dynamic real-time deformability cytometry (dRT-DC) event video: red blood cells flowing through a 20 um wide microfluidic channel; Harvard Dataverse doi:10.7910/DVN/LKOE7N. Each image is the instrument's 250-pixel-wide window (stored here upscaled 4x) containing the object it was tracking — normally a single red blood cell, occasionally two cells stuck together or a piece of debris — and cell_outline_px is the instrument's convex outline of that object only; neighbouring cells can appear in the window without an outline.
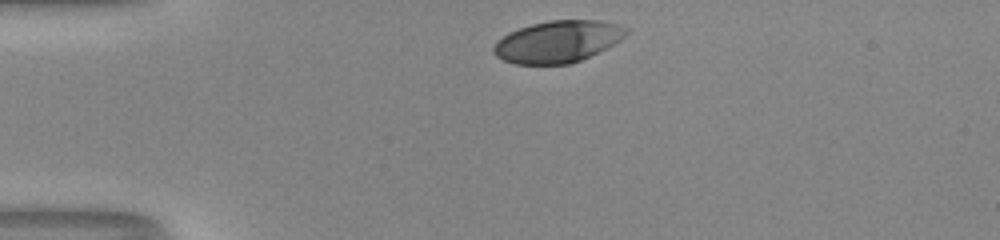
{"species": "human", "species_latin": "Homo sapiens", "temperature_condition": "room temperature", "stored_images_in_passage": 31, "camera_frame_rate_fps": 3000, "um_per_image_px": 0.085, "donor": {"sex": "male"}, "frame": {"image": 1, "passage_image": 1, "time_ms": 0.0, "image_size_px": [1000, 240], "cell_outline_px": [[592, 52], [576, 60], [564, 64], [520, 64], [508, 60], [500, 56], [496, 52], [496, 44], [500, 40], [512, 32], [536, 24], [556, 20], [580, 20]], "centroid_in_image_um": [46.39, 3.71], "position_along_channel_um": 38.6, "area_um2": 23.52}}
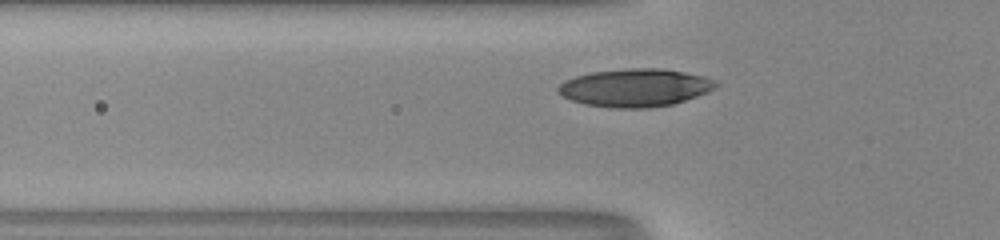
{"frame": {"image": 2, "passage_image": 7, "time_ms": 2.0, "image_size_px": [1000, 240], "cell_outline_px": [[704, 88], [700, 92], [692, 96], [668, 104], [592, 104], [576, 100], [560, 92], [560, 88], [564, 84], [572, 80], [584, 76], [600, 72], [676, 72], [692, 76]], "centroid_in_image_um": [53.73, 7.48], "position_along_channel_um": 72.1, "area_um2": 27.63}}
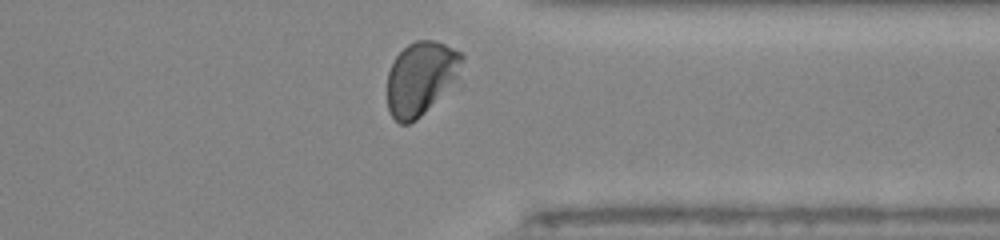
{"frame": {"image": 3, "passage_image": 30, "time_ms": 9.667, "image_size_px": [1000, 240], "cell_outline_px": [[460, 56], [428, 104], [412, 120], [404, 124], [396, 120], [392, 116], [388, 104], [388, 76], [392, 64], [400, 52], [404, 48], [412, 44], [440, 44], [456, 52]], "centroid_in_image_um": [35.49, 6.66], "position_along_channel_um": 375.9, "area_um2": 26.65}, "authors_computed_cell_mechanics": {"area_um2": 27.5706, "velocity_mm_per_s": 4.0141, "shape_relaxation_time_tau1_ms": 5.5623, "shape_relaxation_time_tau2_ms": null, "deformation_change_tau1": 0.2415, "deformation_change_tau2": null}}